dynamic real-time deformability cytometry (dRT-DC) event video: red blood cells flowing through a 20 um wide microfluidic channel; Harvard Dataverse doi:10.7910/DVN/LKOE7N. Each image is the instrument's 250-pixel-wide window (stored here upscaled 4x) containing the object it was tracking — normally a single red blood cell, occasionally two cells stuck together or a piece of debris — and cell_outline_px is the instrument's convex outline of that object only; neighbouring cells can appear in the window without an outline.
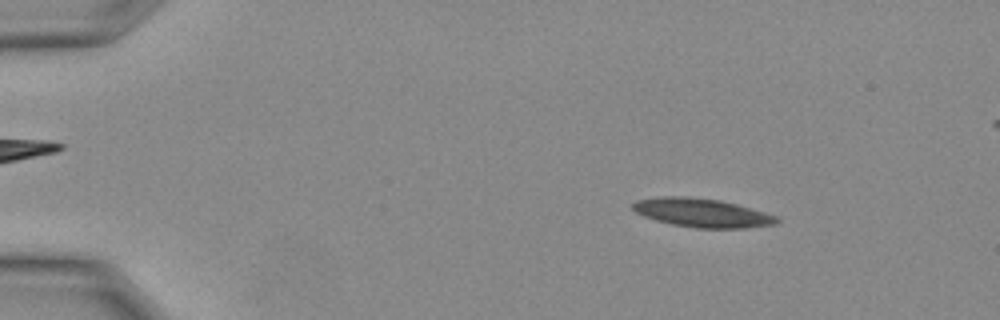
{"species": "Egyptian fruit bat (a non-hibernating species)", "species_latin": "Rousettus aegyptiacus", "temperature_condition": "warm", "stored_images_in_passage": 12, "camera_frame_rate_fps": 3000, "um_per_image_px": 0.085, "animal": {"sex": "female"}, "frame": {"image": 1, "passage_image": 4, "time_ms": 1.0, "image_size_px": [1000, 320], "cell_outline_px": [[780, 220], [776, 224], [748, 228], [696, 228], [672, 224], [656, 220], [644, 216], [636, 212], [632, 208], [632, 204], [636, 200], [656, 196], [688, 196], [720, 200], [736, 204], [764, 212], [776, 216]], "centroid_in_image_um": [59.65, 18.08], "position_along_channel_um": 25.3, "area_um2": 24.16}}
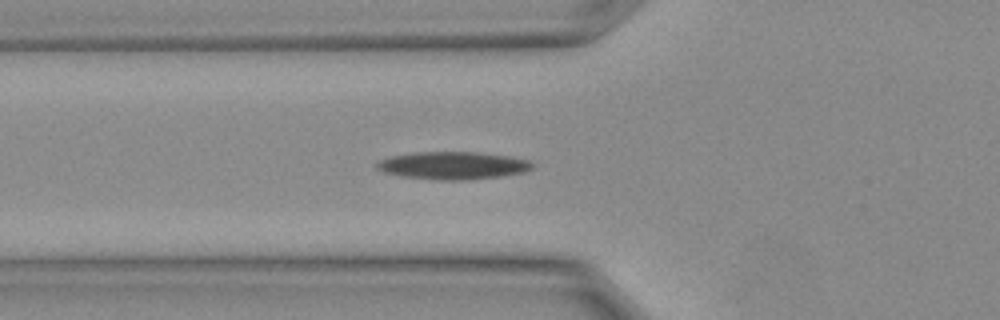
{"frame": {"image": 2, "passage_image": 10, "time_ms": 3.0, "image_size_px": [1000, 320], "cell_outline_px": [[536, 164], [532, 168], [524, 172], [496, 176], [460, 180], [444, 180], [404, 176], [384, 172], [376, 168], [376, 164], [380, 160], [388, 156], [412, 152], [476, 152], [512, 156], [528, 160]], "centroid_in_image_um": [38.49, 14.04], "position_along_channel_um": 87.3, "area_um2": 24.85}}